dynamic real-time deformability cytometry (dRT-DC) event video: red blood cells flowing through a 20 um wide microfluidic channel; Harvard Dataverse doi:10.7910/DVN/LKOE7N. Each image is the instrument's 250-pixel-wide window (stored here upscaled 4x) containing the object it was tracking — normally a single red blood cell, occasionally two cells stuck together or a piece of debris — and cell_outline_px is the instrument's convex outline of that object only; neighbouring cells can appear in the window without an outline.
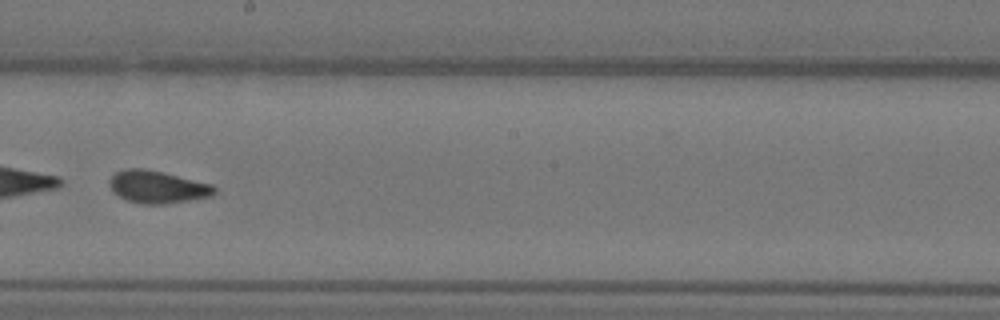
{"species": "Egyptian fruit bat (a non-hibernating species)", "species_latin": "Rousettus aegyptiacus", "temperature_condition": "warm", "stored_images_in_passage": 55, "camera_frame_rate_fps": 3000, "um_per_image_px": 0.085, "animal": {"sex": "female"}, "frame": {"image": 1, "passage_image": 32, "time_ms": 10.333, "image_size_px": [1000, 320], "cell_outline_px": [[216, 192], [212, 196], [164, 204], [144, 204], [128, 200], [112, 192], [108, 184], [108, 180], [116, 172], [124, 168], [144, 168], [212, 184], [216, 188]], "centroid_in_image_um": [13.35, 15.88], "position_along_channel_um": 234.8, "area_um2": 19.77}, "authors_computed_cell_mechanics": {"area_um2": 20.23, "velocity_mm_per_s": 3.6865, "shape_relaxation_time_tau1_ms": 5.4573, "shape_relaxation_time_tau2_ms": 1.073, "deformation_change_tau1": 0.1671, "deformation_change_tau2": 0.0688}}